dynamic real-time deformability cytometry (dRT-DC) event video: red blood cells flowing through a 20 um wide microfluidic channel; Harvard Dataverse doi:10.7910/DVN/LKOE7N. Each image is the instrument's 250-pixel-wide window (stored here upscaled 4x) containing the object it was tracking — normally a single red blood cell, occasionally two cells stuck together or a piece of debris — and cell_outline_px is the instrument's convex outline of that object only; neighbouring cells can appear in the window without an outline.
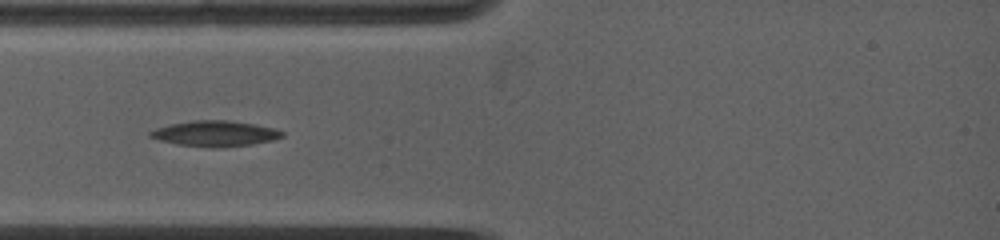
{"species": "common noctule bat (a hibernating species)", "species_latin": "Nyctalus noctula", "temperature_condition": "warm", "stored_images_in_passage": 3, "camera_frame_rate_fps": 5000, "um_per_image_px": 0.085, "animal": {"sex": "female", "body_mass_g": 19.0, "forearm_length_mm": 53.3}, "frame": {"image": 1, "passage_image": 2, "time_ms": 0.8, "image_size_px": [1000, 240], "cell_outline_px": [[284, 136], [272, 140], [252, 144], [216, 148], [212, 148], [176, 144], [160, 140], [148, 136], [148, 132], [156, 128], [172, 124], [192, 120], [228, 120], [252, 124], [272, 128], [284, 132]], "centroid_in_image_um": [18.25, 11.36], "position_along_channel_um": 66.7, "area_um2": 19.54}}